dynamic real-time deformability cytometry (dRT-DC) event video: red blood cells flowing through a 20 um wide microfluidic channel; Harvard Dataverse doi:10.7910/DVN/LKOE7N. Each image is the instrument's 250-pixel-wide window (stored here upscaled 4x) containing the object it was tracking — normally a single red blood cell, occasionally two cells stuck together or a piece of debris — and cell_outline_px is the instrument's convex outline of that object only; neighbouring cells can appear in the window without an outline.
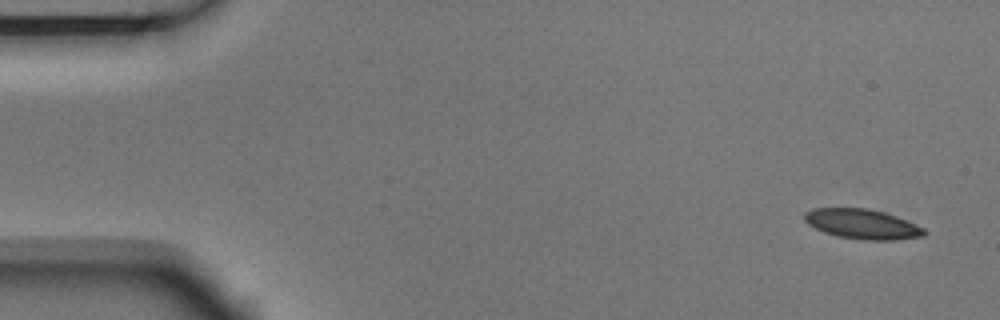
{"species": "Egyptian fruit bat (a non-hibernating species)", "species_latin": "Rousettus aegyptiacus", "temperature_condition": "room temperature", "stored_images_in_passage": 4, "camera_frame_rate_fps": 3000, "um_per_image_px": 0.085, "animal": {"sex": "male"}, "frame": {"image": 1, "passage_image": 1, "time_ms": 0.0, "image_size_px": [1000, 320], "cell_outline_px": [[928, 232], [924, 236], [892, 240], [864, 240], [836, 236], [824, 232], [808, 224], [804, 220], [804, 212], [812, 208], [864, 208], [884, 212], [896, 216], [924, 228]], "centroid_in_image_um": [73.28, 19.05], "position_along_channel_um": 11.7, "area_um2": 20.81}}
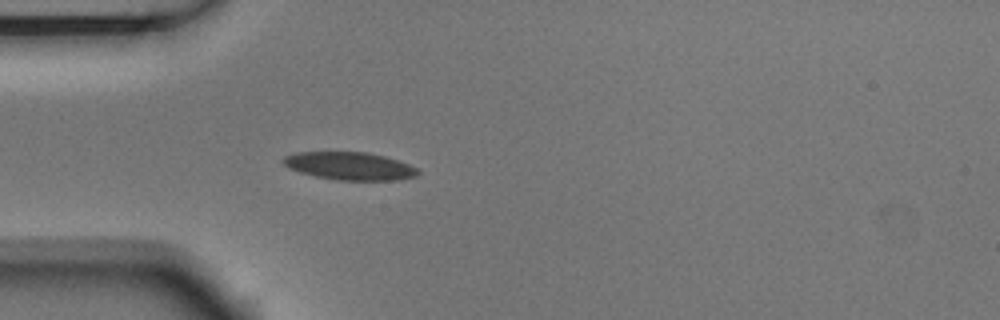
{"frame": {"image": 2, "passage_image": 4, "time_ms": 1.0, "image_size_px": [1000, 320], "cell_outline_px": [[420, 172], [416, 176], [396, 180], [336, 180], [316, 176], [300, 172], [288, 168], [280, 160], [284, 156], [296, 152], [368, 152], [384, 156], [408, 164], [416, 168]], "centroid_in_image_um": [29.68, 14.11], "position_along_channel_um": 55.3, "area_um2": 21.79}}